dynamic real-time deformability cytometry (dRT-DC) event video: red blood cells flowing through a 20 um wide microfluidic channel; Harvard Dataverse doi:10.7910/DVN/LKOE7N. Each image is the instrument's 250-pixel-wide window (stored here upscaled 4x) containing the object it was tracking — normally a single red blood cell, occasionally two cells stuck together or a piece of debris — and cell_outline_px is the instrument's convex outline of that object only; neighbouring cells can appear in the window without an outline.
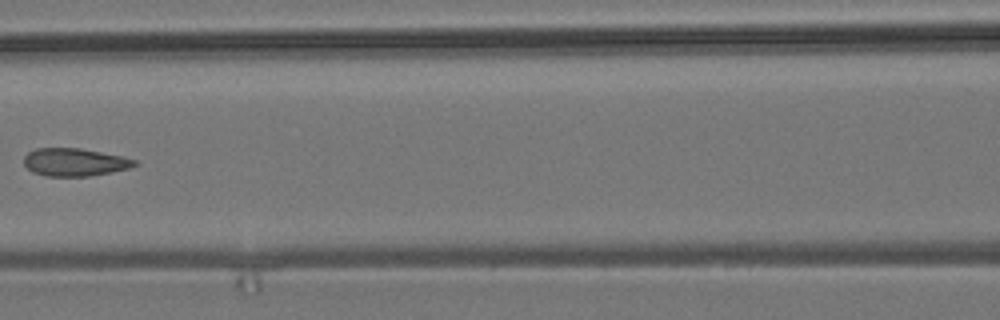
{"species": "common noctule bat (a hibernating species)", "species_latin": "Nyctalus noctula", "temperature_condition": "room temperature", "stored_images_in_passage": 8, "camera_frame_rate_fps": 3000, "um_per_image_px": 0.085, "animal": {"sex": "male", "body_mass_g": 19.2, "forearm_length_mm": 51.8}, "frame": {"image": 1, "passage_image": 8, "time_ms": 8.0, "image_size_px": [1000, 320], "cell_outline_px": [[136, 164], [128, 168], [88, 176], [44, 176], [32, 172], [24, 164], [24, 156], [28, 152], [36, 148], [80, 148], [124, 156], [136, 160]], "centroid_in_image_um": [6.3, 13.77], "position_along_channel_um": 160.3, "area_um2": 17.86}}